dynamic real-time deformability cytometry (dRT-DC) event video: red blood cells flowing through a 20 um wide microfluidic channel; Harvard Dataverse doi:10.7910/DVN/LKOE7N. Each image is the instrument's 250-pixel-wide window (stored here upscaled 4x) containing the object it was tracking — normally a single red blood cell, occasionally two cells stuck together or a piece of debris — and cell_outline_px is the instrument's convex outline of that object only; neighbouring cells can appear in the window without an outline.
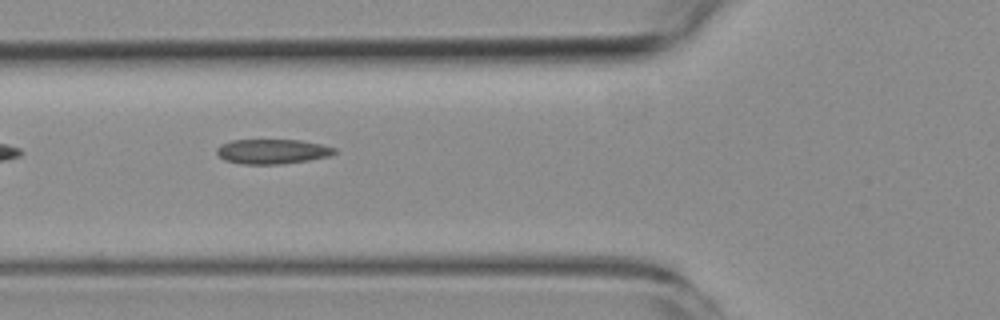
{"species": "common noctule bat (a hibernating species)", "species_latin": "Nyctalus noctula", "temperature_condition": "room temperature", "stored_images_in_passage": 7, "camera_frame_rate_fps": 3000, "um_per_image_px": 0.085, "animal": {"sex": "female", "body_mass_g": 19.3, "forearm_length_mm": 54.1}, "frame": {"image": 1, "passage_image": 6, "time_ms": 6.0, "image_size_px": [1000, 320], "cell_outline_px": [[336, 152], [328, 156], [308, 160], [280, 164], [240, 164], [224, 160], [216, 152], [216, 148], [220, 144], [232, 140], [300, 140], [320, 144], [336, 148]], "centroid_in_image_um": [23.11, 12.87], "position_along_channel_um": 102.7, "area_um2": 16.94}}
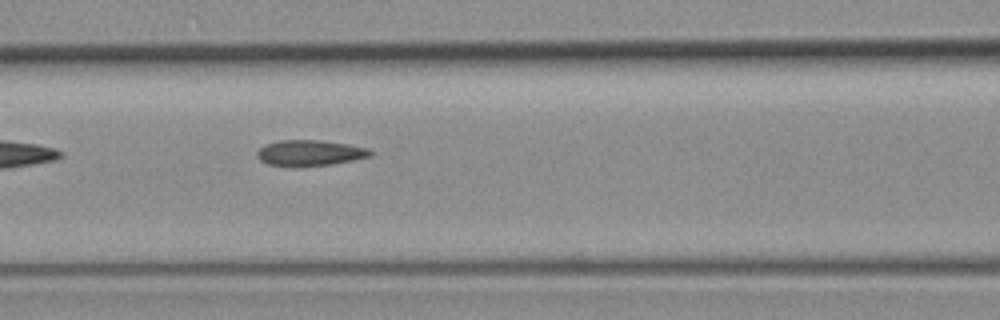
{"frame": {"image": 2, "passage_image": 7, "time_ms": 7.0, "image_size_px": [1000, 320], "cell_outline_px": [[372, 156], [332, 164], [268, 164], [260, 160], [256, 156], [256, 152], [264, 144], [280, 140], [320, 140], [348, 144], [368, 148], [372, 152]], "centroid_in_image_um": [26.35, 12.95], "position_along_channel_um": 140.2, "area_um2": 16.42}}